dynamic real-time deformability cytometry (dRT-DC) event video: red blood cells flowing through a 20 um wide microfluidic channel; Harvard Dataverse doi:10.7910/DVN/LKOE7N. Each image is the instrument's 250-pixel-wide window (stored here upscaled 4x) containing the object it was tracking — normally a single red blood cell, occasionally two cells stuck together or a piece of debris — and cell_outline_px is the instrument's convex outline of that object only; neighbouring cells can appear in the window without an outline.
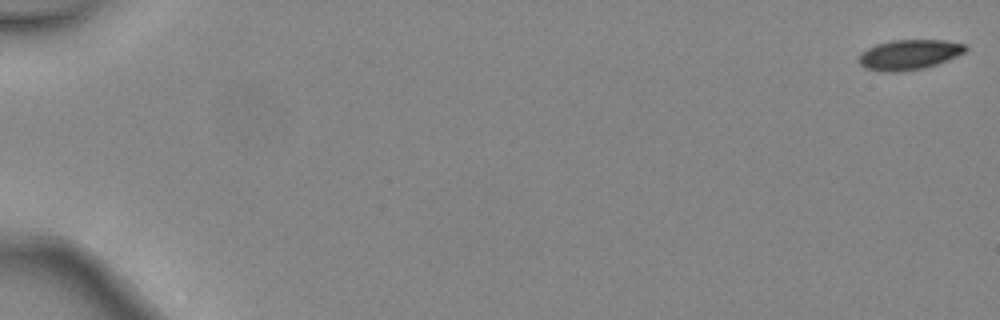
{"species": "common noctule bat (a hibernating species)", "species_latin": "Nyctalus noctula", "temperature_condition": "warm", "stored_images_in_passage": 5, "camera_frame_rate_fps": 3000, "um_per_image_px": 0.085, "animal": {"sex": "female", "body_mass_g": 24.6, "forearm_length_mm": 56.2}, "frame": {"image": 1, "passage_image": 1, "time_ms": 0.0, "image_size_px": [1000, 320], "cell_outline_px": [[968, 48], [964, 52], [956, 56], [936, 64], [924, 68], [896, 72], [888, 72], [864, 68], [860, 64], [860, 52], [876, 44], [892, 40], [944, 40], [968, 44]], "centroid_in_image_um": [77.29, 4.63], "position_along_channel_um": 7.7, "area_um2": 18.61}}
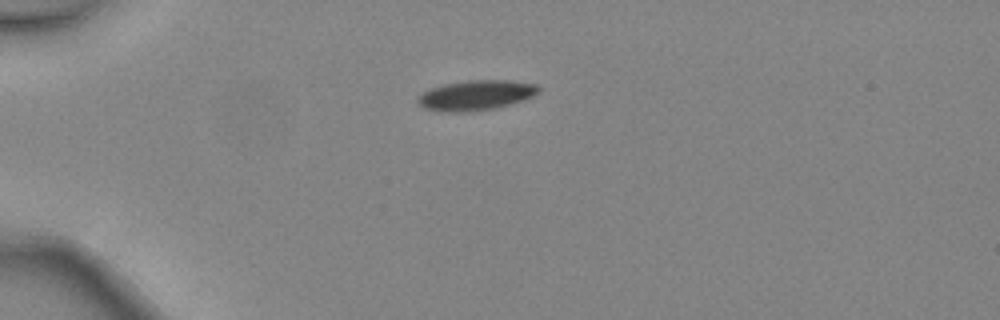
{"frame": {"image": 2, "passage_image": 3, "time_ms": 0.667, "image_size_px": [1000, 320], "cell_outline_px": [[540, 92], [524, 100], [496, 108], [468, 112], [448, 112], [424, 108], [416, 100], [416, 96], [432, 88], [444, 84], [468, 80], [504, 80], [536, 84], [540, 88]], "centroid_in_image_um": [40.46, 8.1], "position_along_channel_um": 44.5, "area_um2": 21.1}}
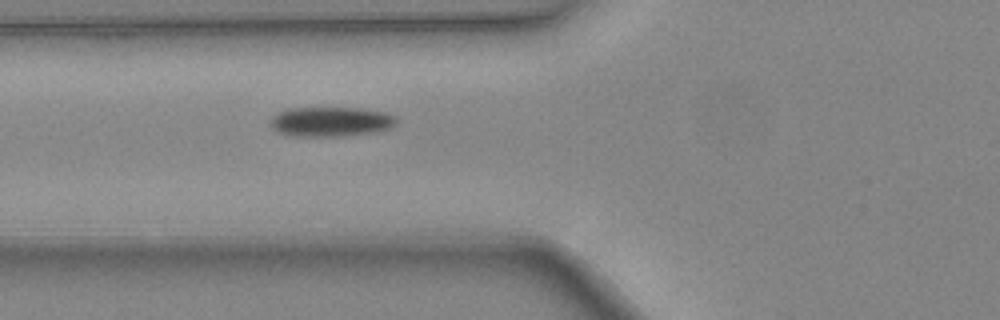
{"frame": {"image": 3, "passage_image": 5, "time_ms": 1.333, "image_size_px": [1000, 320], "cell_outline_px": [[396, 124], [388, 128], [376, 132], [344, 136], [292, 136], [280, 132], [272, 128], [268, 120], [272, 116], [288, 108], [360, 108], [384, 112], [396, 116]], "centroid_in_image_um": [28.1, 10.34], "position_along_channel_um": 97.7, "area_um2": 21.85}}